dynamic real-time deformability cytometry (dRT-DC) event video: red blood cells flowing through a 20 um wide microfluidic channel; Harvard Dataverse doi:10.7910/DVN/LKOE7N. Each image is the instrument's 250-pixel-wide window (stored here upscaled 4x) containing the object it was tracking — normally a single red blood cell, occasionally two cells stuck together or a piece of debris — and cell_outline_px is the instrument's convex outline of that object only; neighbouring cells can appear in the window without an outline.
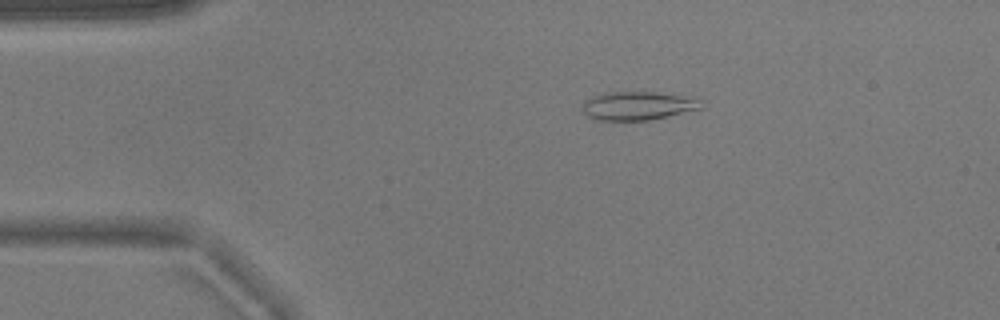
{"species": "common noctule bat (a hibernating species)", "species_latin": "Nyctalus noctula", "temperature_condition": "warm", "stored_images_in_passage": 34, "camera_frame_rate_fps": 3000, "um_per_image_px": 0.085, "animal": {"sex": "male", "body_mass_g": 17.9}, "frame": {"image": 1, "passage_image": 1, "time_ms": 0.0, "image_size_px": [1000, 320], "cell_outline_px": [[704, 108], [648, 120], [596, 120], [588, 116], [580, 108], [584, 100], [592, 96], [604, 92], [656, 92], [680, 96], [700, 100]], "centroid_in_image_um": [54.15, 8.99], "position_along_channel_um": 30.9, "area_um2": 19.65}}
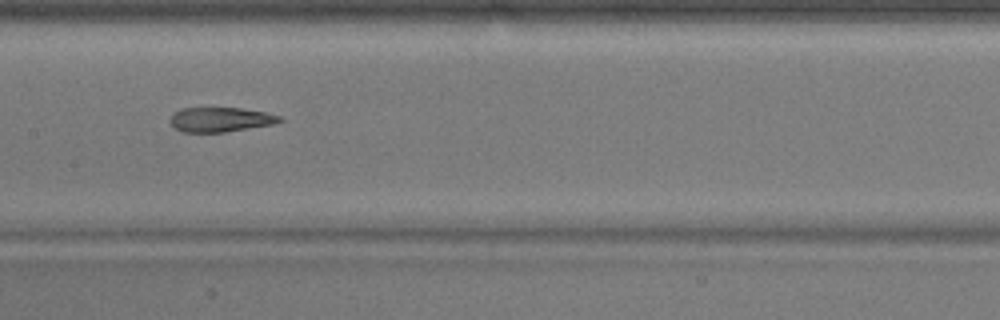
{"frame": {"image": 2, "passage_image": 17, "time_ms": 5.333, "image_size_px": [1000, 320], "cell_outline_px": [[284, 120], [272, 124], [224, 132], [180, 132], [168, 120], [180, 108], [240, 108], [264, 112], [280, 116]], "centroid_in_image_um": [18.72, 10.16], "position_along_channel_um": 188.7, "area_um2": 15.49}}
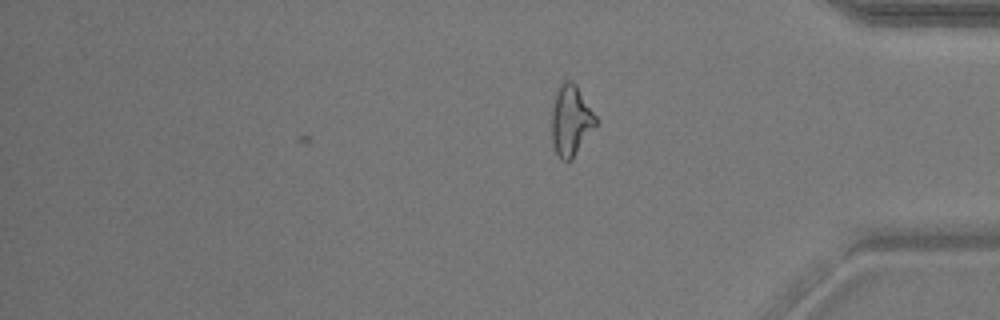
{"frame": {"image": 3, "passage_image": 34, "time_ms": 11.0, "image_size_px": [1000, 320], "cell_outline_px": [[596, 124], [572, 160], [560, 160], [556, 152], [552, 140], [552, 104], [556, 88], [564, 80], [572, 80], [576, 84], [596, 116]], "centroid_in_image_um": [48.49, 10.2], "position_along_channel_um": 386.7, "area_um2": 18.15}, "authors_computed_cell_mechanics": {"area_um2": 16.9354, "velocity_mm_per_s": 3.8135, "shape_relaxation_time_tau1_ms": null, "shape_relaxation_time_tau2_ms": 4.2619, "deformation_change_tau1": null, "deformation_change_tau2": 0.1516}}